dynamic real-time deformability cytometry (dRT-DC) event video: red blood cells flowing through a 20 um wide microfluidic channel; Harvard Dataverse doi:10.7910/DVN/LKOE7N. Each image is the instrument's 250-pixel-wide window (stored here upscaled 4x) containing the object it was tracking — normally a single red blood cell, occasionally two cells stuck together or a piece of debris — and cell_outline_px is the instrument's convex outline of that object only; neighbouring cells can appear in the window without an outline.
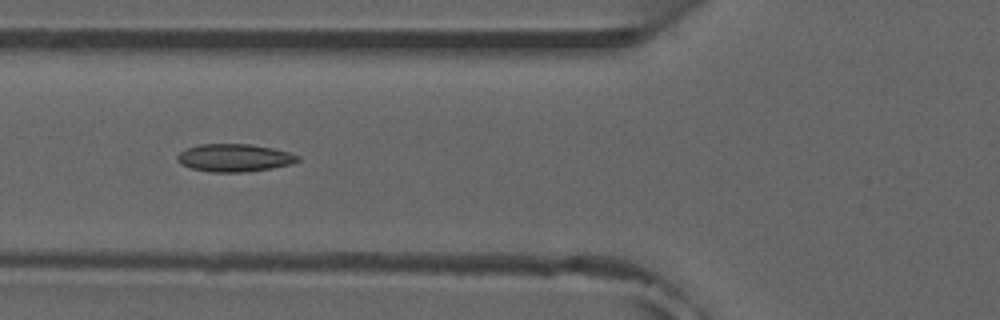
{"species": "common noctule bat (a hibernating species)", "species_latin": "Nyctalus noctula", "temperature_condition": "room temperature", "stored_images_in_passage": 30, "camera_frame_rate_fps": 3000, "um_per_image_px": 0.085, "animal": {"sex": "male", "forearm_length_mm": 52.5}, "frame": {"image": 1, "passage_image": 5, "time_ms": 1.333, "image_size_px": [1000, 320], "cell_outline_px": [[300, 160], [292, 164], [272, 168], [244, 172], [212, 172], [192, 168], [180, 164], [176, 160], [176, 156], [180, 152], [188, 148], [200, 144], [248, 144], [272, 148], [288, 152], [300, 156]], "centroid_in_image_um": [19.92, 13.42], "position_along_channel_um": 105.9, "area_um2": 19.42}, "authors_computed_cell_mechanics": {"area_um2": 18.5538, "velocity_mm_per_s": 3.8728, "shape_relaxation_time_tau1_ms": 5.8884, "shape_relaxation_time_tau2_ms": 1.9888, "deformation_change_tau1": 0.1779, "deformation_change_tau2": 0.0882}}